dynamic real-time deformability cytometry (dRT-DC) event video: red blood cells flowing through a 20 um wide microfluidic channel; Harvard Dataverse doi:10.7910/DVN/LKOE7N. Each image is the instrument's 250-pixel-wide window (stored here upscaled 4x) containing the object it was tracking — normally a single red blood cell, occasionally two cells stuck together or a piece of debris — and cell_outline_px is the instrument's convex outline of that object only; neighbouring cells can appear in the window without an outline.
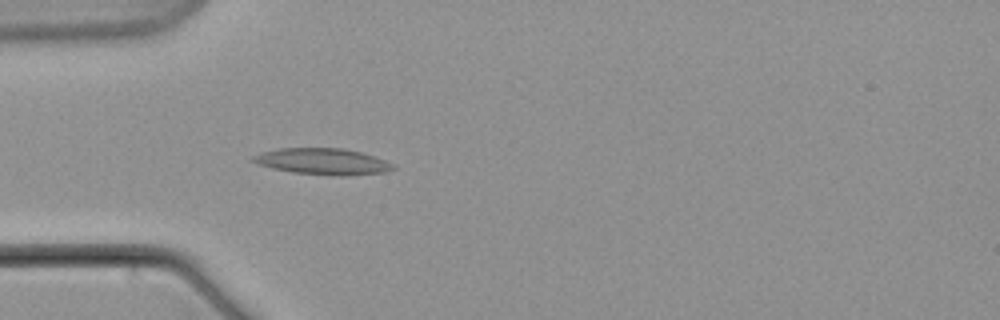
{"species": "common noctule bat (a hibernating species)", "species_latin": "Nyctalus noctula", "temperature_condition": "warm", "stored_images_in_passage": 6, "camera_frame_rate_fps": 3000, "um_per_image_px": 0.085, "animal": {"sex": "male", "body_mass_g": 21.5, "forearm_length_mm": 52.0}, "frame": {"image": 1, "passage_image": 6, "time_ms": 6.0, "image_size_px": [1000, 320], "cell_outline_px": [[396, 168], [384, 172], [344, 176], [340, 176], [292, 172], [272, 168], [248, 160], [252, 156], [260, 152], [280, 148], [340, 148], [360, 152], [384, 160], [392, 164]], "centroid_in_image_um": [27.37, 13.72], "position_along_channel_um": 57.6, "area_um2": 21.27}}